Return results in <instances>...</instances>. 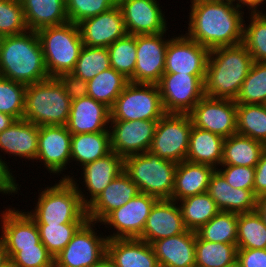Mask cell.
Here are the masks:
<instances>
[{
  "mask_svg": "<svg viewBox=\"0 0 266 267\" xmlns=\"http://www.w3.org/2000/svg\"><path fill=\"white\" fill-rule=\"evenodd\" d=\"M192 4V5H191ZM185 35L209 50L243 42L244 12L232 1H191Z\"/></svg>",
  "mask_w": 266,
  "mask_h": 267,
  "instance_id": "1",
  "label": "cell"
},
{
  "mask_svg": "<svg viewBox=\"0 0 266 267\" xmlns=\"http://www.w3.org/2000/svg\"><path fill=\"white\" fill-rule=\"evenodd\" d=\"M90 267H113V265H112L110 259L107 256H105L97 264H94Z\"/></svg>",
  "mask_w": 266,
  "mask_h": 267,
  "instance_id": "58",
  "label": "cell"
},
{
  "mask_svg": "<svg viewBox=\"0 0 266 267\" xmlns=\"http://www.w3.org/2000/svg\"><path fill=\"white\" fill-rule=\"evenodd\" d=\"M196 231L187 230L176 236L151 243L159 267H193L195 265Z\"/></svg>",
  "mask_w": 266,
  "mask_h": 267,
  "instance_id": "25",
  "label": "cell"
},
{
  "mask_svg": "<svg viewBox=\"0 0 266 267\" xmlns=\"http://www.w3.org/2000/svg\"><path fill=\"white\" fill-rule=\"evenodd\" d=\"M84 223L36 224L42 244L55 258Z\"/></svg>",
  "mask_w": 266,
  "mask_h": 267,
  "instance_id": "44",
  "label": "cell"
},
{
  "mask_svg": "<svg viewBox=\"0 0 266 267\" xmlns=\"http://www.w3.org/2000/svg\"><path fill=\"white\" fill-rule=\"evenodd\" d=\"M84 46L107 48L127 32L121 9H112L87 18L78 24Z\"/></svg>",
  "mask_w": 266,
  "mask_h": 267,
  "instance_id": "21",
  "label": "cell"
},
{
  "mask_svg": "<svg viewBox=\"0 0 266 267\" xmlns=\"http://www.w3.org/2000/svg\"><path fill=\"white\" fill-rule=\"evenodd\" d=\"M215 168L188 161L178 163L171 200L179 201L192 195L206 193Z\"/></svg>",
  "mask_w": 266,
  "mask_h": 267,
  "instance_id": "29",
  "label": "cell"
},
{
  "mask_svg": "<svg viewBox=\"0 0 266 267\" xmlns=\"http://www.w3.org/2000/svg\"><path fill=\"white\" fill-rule=\"evenodd\" d=\"M65 89L71 101L88 96V83L76 75L63 73L56 77Z\"/></svg>",
  "mask_w": 266,
  "mask_h": 267,
  "instance_id": "50",
  "label": "cell"
},
{
  "mask_svg": "<svg viewBox=\"0 0 266 267\" xmlns=\"http://www.w3.org/2000/svg\"><path fill=\"white\" fill-rule=\"evenodd\" d=\"M110 67V57L107 48L83 46L71 73L88 82L98 73Z\"/></svg>",
  "mask_w": 266,
  "mask_h": 267,
  "instance_id": "43",
  "label": "cell"
},
{
  "mask_svg": "<svg viewBox=\"0 0 266 267\" xmlns=\"http://www.w3.org/2000/svg\"><path fill=\"white\" fill-rule=\"evenodd\" d=\"M207 193L220 211L237 214L256 211L258 197L254 190L232 188L217 170L211 176Z\"/></svg>",
  "mask_w": 266,
  "mask_h": 267,
  "instance_id": "28",
  "label": "cell"
},
{
  "mask_svg": "<svg viewBox=\"0 0 266 267\" xmlns=\"http://www.w3.org/2000/svg\"><path fill=\"white\" fill-rule=\"evenodd\" d=\"M11 260L18 267H54V257L42 242L35 247L20 248Z\"/></svg>",
  "mask_w": 266,
  "mask_h": 267,
  "instance_id": "48",
  "label": "cell"
},
{
  "mask_svg": "<svg viewBox=\"0 0 266 267\" xmlns=\"http://www.w3.org/2000/svg\"><path fill=\"white\" fill-rule=\"evenodd\" d=\"M96 224L87 220L78 229L66 247L55 256L54 267H90L106 256L107 235H98Z\"/></svg>",
  "mask_w": 266,
  "mask_h": 267,
  "instance_id": "10",
  "label": "cell"
},
{
  "mask_svg": "<svg viewBox=\"0 0 266 267\" xmlns=\"http://www.w3.org/2000/svg\"><path fill=\"white\" fill-rule=\"evenodd\" d=\"M254 193L257 197L266 194V147L255 167Z\"/></svg>",
  "mask_w": 266,
  "mask_h": 267,
  "instance_id": "53",
  "label": "cell"
},
{
  "mask_svg": "<svg viewBox=\"0 0 266 267\" xmlns=\"http://www.w3.org/2000/svg\"><path fill=\"white\" fill-rule=\"evenodd\" d=\"M235 244L210 242L196 234L195 265L201 267H232L237 264Z\"/></svg>",
  "mask_w": 266,
  "mask_h": 267,
  "instance_id": "35",
  "label": "cell"
},
{
  "mask_svg": "<svg viewBox=\"0 0 266 267\" xmlns=\"http://www.w3.org/2000/svg\"><path fill=\"white\" fill-rule=\"evenodd\" d=\"M139 193L137 185L123 171L87 206L88 220L100 223Z\"/></svg>",
  "mask_w": 266,
  "mask_h": 267,
  "instance_id": "24",
  "label": "cell"
},
{
  "mask_svg": "<svg viewBox=\"0 0 266 267\" xmlns=\"http://www.w3.org/2000/svg\"><path fill=\"white\" fill-rule=\"evenodd\" d=\"M20 0H0V38L28 31Z\"/></svg>",
  "mask_w": 266,
  "mask_h": 267,
  "instance_id": "46",
  "label": "cell"
},
{
  "mask_svg": "<svg viewBox=\"0 0 266 267\" xmlns=\"http://www.w3.org/2000/svg\"><path fill=\"white\" fill-rule=\"evenodd\" d=\"M178 202L159 199L151 209L142 235L138 238L149 244L186 232Z\"/></svg>",
  "mask_w": 266,
  "mask_h": 267,
  "instance_id": "22",
  "label": "cell"
},
{
  "mask_svg": "<svg viewBox=\"0 0 266 267\" xmlns=\"http://www.w3.org/2000/svg\"><path fill=\"white\" fill-rule=\"evenodd\" d=\"M191 1H222V0H191Z\"/></svg>",
  "mask_w": 266,
  "mask_h": 267,
  "instance_id": "60",
  "label": "cell"
},
{
  "mask_svg": "<svg viewBox=\"0 0 266 267\" xmlns=\"http://www.w3.org/2000/svg\"><path fill=\"white\" fill-rule=\"evenodd\" d=\"M192 126L188 114L166 113L157 122L149 151L175 163L186 161Z\"/></svg>",
  "mask_w": 266,
  "mask_h": 267,
  "instance_id": "9",
  "label": "cell"
},
{
  "mask_svg": "<svg viewBox=\"0 0 266 267\" xmlns=\"http://www.w3.org/2000/svg\"><path fill=\"white\" fill-rule=\"evenodd\" d=\"M244 20L243 44L255 62H266V11L249 13Z\"/></svg>",
  "mask_w": 266,
  "mask_h": 267,
  "instance_id": "40",
  "label": "cell"
},
{
  "mask_svg": "<svg viewBox=\"0 0 266 267\" xmlns=\"http://www.w3.org/2000/svg\"><path fill=\"white\" fill-rule=\"evenodd\" d=\"M224 140L218 134L192 126L186 161L217 169L223 158Z\"/></svg>",
  "mask_w": 266,
  "mask_h": 267,
  "instance_id": "30",
  "label": "cell"
},
{
  "mask_svg": "<svg viewBox=\"0 0 266 267\" xmlns=\"http://www.w3.org/2000/svg\"><path fill=\"white\" fill-rule=\"evenodd\" d=\"M256 211L259 213L266 225V194L258 197Z\"/></svg>",
  "mask_w": 266,
  "mask_h": 267,
  "instance_id": "55",
  "label": "cell"
},
{
  "mask_svg": "<svg viewBox=\"0 0 266 267\" xmlns=\"http://www.w3.org/2000/svg\"><path fill=\"white\" fill-rule=\"evenodd\" d=\"M71 136L64 125L39 126L36 161H41L50 175L60 176L71 163Z\"/></svg>",
  "mask_w": 266,
  "mask_h": 267,
  "instance_id": "19",
  "label": "cell"
},
{
  "mask_svg": "<svg viewBox=\"0 0 266 267\" xmlns=\"http://www.w3.org/2000/svg\"><path fill=\"white\" fill-rule=\"evenodd\" d=\"M29 30L38 31L68 22L65 0H20Z\"/></svg>",
  "mask_w": 266,
  "mask_h": 267,
  "instance_id": "31",
  "label": "cell"
},
{
  "mask_svg": "<svg viewBox=\"0 0 266 267\" xmlns=\"http://www.w3.org/2000/svg\"><path fill=\"white\" fill-rule=\"evenodd\" d=\"M111 152L110 132L80 133L71 136V162L81 167Z\"/></svg>",
  "mask_w": 266,
  "mask_h": 267,
  "instance_id": "33",
  "label": "cell"
},
{
  "mask_svg": "<svg viewBox=\"0 0 266 267\" xmlns=\"http://www.w3.org/2000/svg\"><path fill=\"white\" fill-rule=\"evenodd\" d=\"M107 49L111 67L130 80L136 66V35L126 34Z\"/></svg>",
  "mask_w": 266,
  "mask_h": 267,
  "instance_id": "41",
  "label": "cell"
},
{
  "mask_svg": "<svg viewBox=\"0 0 266 267\" xmlns=\"http://www.w3.org/2000/svg\"><path fill=\"white\" fill-rule=\"evenodd\" d=\"M16 119L8 114L0 113V133L11 126Z\"/></svg>",
  "mask_w": 266,
  "mask_h": 267,
  "instance_id": "56",
  "label": "cell"
},
{
  "mask_svg": "<svg viewBox=\"0 0 266 267\" xmlns=\"http://www.w3.org/2000/svg\"><path fill=\"white\" fill-rule=\"evenodd\" d=\"M205 75L163 73L158 88L166 113L188 114L205 96Z\"/></svg>",
  "mask_w": 266,
  "mask_h": 267,
  "instance_id": "11",
  "label": "cell"
},
{
  "mask_svg": "<svg viewBox=\"0 0 266 267\" xmlns=\"http://www.w3.org/2000/svg\"><path fill=\"white\" fill-rule=\"evenodd\" d=\"M88 96L111 108L129 80L112 67L98 73L88 82Z\"/></svg>",
  "mask_w": 266,
  "mask_h": 267,
  "instance_id": "36",
  "label": "cell"
},
{
  "mask_svg": "<svg viewBox=\"0 0 266 267\" xmlns=\"http://www.w3.org/2000/svg\"><path fill=\"white\" fill-rule=\"evenodd\" d=\"M238 249H266V225L257 211L238 214Z\"/></svg>",
  "mask_w": 266,
  "mask_h": 267,
  "instance_id": "38",
  "label": "cell"
},
{
  "mask_svg": "<svg viewBox=\"0 0 266 267\" xmlns=\"http://www.w3.org/2000/svg\"><path fill=\"white\" fill-rule=\"evenodd\" d=\"M2 155L0 154V193L3 195L10 196L12 193L18 194V190H20L21 185L19 186V183H16V177H13L14 174L12 173L9 166L7 165L8 163L4 159H2ZM11 171V172H10ZM10 194V195H9Z\"/></svg>",
  "mask_w": 266,
  "mask_h": 267,
  "instance_id": "52",
  "label": "cell"
},
{
  "mask_svg": "<svg viewBox=\"0 0 266 267\" xmlns=\"http://www.w3.org/2000/svg\"><path fill=\"white\" fill-rule=\"evenodd\" d=\"M81 169H83L81 176L83 178L82 183H84L82 186H85L88 192L81 187L79 188L80 185L77 183L74 175L63 174L61 179H70L73 182L81 197L82 203L87 207L112 180L124 171V158L111 151L106 156L84 165Z\"/></svg>",
  "mask_w": 266,
  "mask_h": 267,
  "instance_id": "16",
  "label": "cell"
},
{
  "mask_svg": "<svg viewBox=\"0 0 266 267\" xmlns=\"http://www.w3.org/2000/svg\"><path fill=\"white\" fill-rule=\"evenodd\" d=\"M239 267H266V249H238Z\"/></svg>",
  "mask_w": 266,
  "mask_h": 267,
  "instance_id": "51",
  "label": "cell"
},
{
  "mask_svg": "<svg viewBox=\"0 0 266 267\" xmlns=\"http://www.w3.org/2000/svg\"><path fill=\"white\" fill-rule=\"evenodd\" d=\"M26 85L0 76V113L24 118Z\"/></svg>",
  "mask_w": 266,
  "mask_h": 267,
  "instance_id": "45",
  "label": "cell"
},
{
  "mask_svg": "<svg viewBox=\"0 0 266 267\" xmlns=\"http://www.w3.org/2000/svg\"><path fill=\"white\" fill-rule=\"evenodd\" d=\"M177 165L150 151L124 158V171L139 192L158 199H171Z\"/></svg>",
  "mask_w": 266,
  "mask_h": 267,
  "instance_id": "7",
  "label": "cell"
},
{
  "mask_svg": "<svg viewBox=\"0 0 266 267\" xmlns=\"http://www.w3.org/2000/svg\"><path fill=\"white\" fill-rule=\"evenodd\" d=\"M70 107L71 99L56 77L26 86L24 119L37 126H66Z\"/></svg>",
  "mask_w": 266,
  "mask_h": 267,
  "instance_id": "5",
  "label": "cell"
},
{
  "mask_svg": "<svg viewBox=\"0 0 266 267\" xmlns=\"http://www.w3.org/2000/svg\"><path fill=\"white\" fill-rule=\"evenodd\" d=\"M165 114L158 85L129 82L110 108V121H158Z\"/></svg>",
  "mask_w": 266,
  "mask_h": 267,
  "instance_id": "8",
  "label": "cell"
},
{
  "mask_svg": "<svg viewBox=\"0 0 266 267\" xmlns=\"http://www.w3.org/2000/svg\"><path fill=\"white\" fill-rule=\"evenodd\" d=\"M158 200L152 195L139 192L126 204L110 212L100 222L101 225H105L104 227L115 229L113 234L107 236V239L139 238L147 217Z\"/></svg>",
  "mask_w": 266,
  "mask_h": 267,
  "instance_id": "13",
  "label": "cell"
},
{
  "mask_svg": "<svg viewBox=\"0 0 266 267\" xmlns=\"http://www.w3.org/2000/svg\"><path fill=\"white\" fill-rule=\"evenodd\" d=\"M38 202L27 213L36 224L85 223L87 207L70 179H60L38 192Z\"/></svg>",
  "mask_w": 266,
  "mask_h": 267,
  "instance_id": "4",
  "label": "cell"
},
{
  "mask_svg": "<svg viewBox=\"0 0 266 267\" xmlns=\"http://www.w3.org/2000/svg\"><path fill=\"white\" fill-rule=\"evenodd\" d=\"M238 214L220 211L207 224L202 225L196 234L205 241L237 244Z\"/></svg>",
  "mask_w": 266,
  "mask_h": 267,
  "instance_id": "39",
  "label": "cell"
},
{
  "mask_svg": "<svg viewBox=\"0 0 266 267\" xmlns=\"http://www.w3.org/2000/svg\"><path fill=\"white\" fill-rule=\"evenodd\" d=\"M117 5L121 9L127 34L167 32L165 12L157 0H117Z\"/></svg>",
  "mask_w": 266,
  "mask_h": 267,
  "instance_id": "18",
  "label": "cell"
},
{
  "mask_svg": "<svg viewBox=\"0 0 266 267\" xmlns=\"http://www.w3.org/2000/svg\"><path fill=\"white\" fill-rule=\"evenodd\" d=\"M265 147L248 136L233 134L224 140L221 165L256 167Z\"/></svg>",
  "mask_w": 266,
  "mask_h": 267,
  "instance_id": "32",
  "label": "cell"
},
{
  "mask_svg": "<svg viewBox=\"0 0 266 267\" xmlns=\"http://www.w3.org/2000/svg\"><path fill=\"white\" fill-rule=\"evenodd\" d=\"M39 126L27 120L18 119L0 133V150L3 154L36 160L38 153Z\"/></svg>",
  "mask_w": 266,
  "mask_h": 267,
  "instance_id": "27",
  "label": "cell"
},
{
  "mask_svg": "<svg viewBox=\"0 0 266 267\" xmlns=\"http://www.w3.org/2000/svg\"><path fill=\"white\" fill-rule=\"evenodd\" d=\"M237 133L266 146L265 104H237Z\"/></svg>",
  "mask_w": 266,
  "mask_h": 267,
  "instance_id": "37",
  "label": "cell"
},
{
  "mask_svg": "<svg viewBox=\"0 0 266 267\" xmlns=\"http://www.w3.org/2000/svg\"><path fill=\"white\" fill-rule=\"evenodd\" d=\"M182 218L188 230L197 231L220 212L216 202L206 192L179 201Z\"/></svg>",
  "mask_w": 266,
  "mask_h": 267,
  "instance_id": "34",
  "label": "cell"
},
{
  "mask_svg": "<svg viewBox=\"0 0 266 267\" xmlns=\"http://www.w3.org/2000/svg\"><path fill=\"white\" fill-rule=\"evenodd\" d=\"M68 21L79 24L83 20L106 12L117 5V0H65Z\"/></svg>",
  "mask_w": 266,
  "mask_h": 267,
  "instance_id": "47",
  "label": "cell"
},
{
  "mask_svg": "<svg viewBox=\"0 0 266 267\" xmlns=\"http://www.w3.org/2000/svg\"><path fill=\"white\" fill-rule=\"evenodd\" d=\"M9 260L8 253L4 242L0 239V267H2Z\"/></svg>",
  "mask_w": 266,
  "mask_h": 267,
  "instance_id": "57",
  "label": "cell"
},
{
  "mask_svg": "<svg viewBox=\"0 0 266 267\" xmlns=\"http://www.w3.org/2000/svg\"><path fill=\"white\" fill-rule=\"evenodd\" d=\"M158 121H110L111 151L126 158L149 151Z\"/></svg>",
  "mask_w": 266,
  "mask_h": 267,
  "instance_id": "15",
  "label": "cell"
},
{
  "mask_svg": "<svg viewBox=\"0 0 266 267\" xmlns=\"http://www.w3.org/2000/svg\"><path fill=\"white\" fill-rule=\"evenodd\" d=\"M0 76L26 86L50 78L37 31L0 38Z\"/></svg>",
  "mask_w": 266,
  "mask_h": 267,
  "instance_id": "2",
  "label": "cell"
},
{
  "mask_svg": "<svg viewBox=\"0 0 266 267\" xmlns=\"http://www.w3.org/2000/svg\"><path fill=\"white\" fill-rule=\"evenodd\" d=\"M210 50L182 34L169 41L164 73L206 75Z\"/></svg>",
  "mask_w": 266,
  "mask_h": 267,
  "instance_id": "17",
  "label": "cell"
},
{
  "mask_svg": "<svg viewBox=\"0 0 266 267\" xmlns=\"http://www.w3.org/2000/svg\"><path fill=\"white\" fill-rule=\"evenodd\" d=\"M234 3H236V5L240 8L243 9L245 6L247 7V9H249V13H259L262 12L264 10L262 6V4H266V0H232ZM243 7V8H242ZM262 7V9L260 8ZM260 9V10H259Z\"/></svg>",
  "mask_w": 266,
  "mask_h": 267,
  "instance_id": "54",
  "label": "cell"
},
{
  "mask_svg": "<svg viewBox=\"0 0 266 267\" xmlns=\"http://www.w3.org/2000/svg\"><path fill=\"white\" fill-rule=\"evenodd\" d=\"M164 34L136 35V66L130 83H159L164 73L166 49L172 39H166Z\"/></svg>",
  "mask_w": 266,
  "mask_h": 267,
  "instance_id": "14",
  "label": "cell"
},
{
  "mask_svg": "<svg viewBox=\"0 0 266 267\" xmlns=\"http://www.w3.org/2000/svg\"><path fill=\"white\" fill-rule=\"evenodd\" d=\"M192 125L224 138L237 133V104L233 99L204 96L188 113Z\"/></svg>",
  "mask_w": 266,
  "mask_h": 267,
  "instance_id": "12",
  "label": "cell"
},
{
  "mask_svg": "<svg viewBox=\"0 0 266 267\" xmlns=\"http://www.w3.org/2000/svg\"><path fill=\"white\" fill-rule=\"evenodd\" d=\"M49 77L71 72L84 46L79 26L67 23L37 31Z\"/></svg>",
  "mask_w": 266,
  "mask_h": 267,
  "instance_id": "6",
  "label": "cell"
},
{
  "mask_svg": "<svg viewBox=\"0 0 266 267\" xmlns=\"http://www.w3.org/2000/svg\"><path fill=\"white\" fill-rule=\"evenodd\" d=\"M2 267H18L11 259H9Z\"/></svg>",
  "mask_w": 266,
  "mask_h": 267,
  "instance_id": "59",
  "label": "cell"
},
{
  "mask_svg": "<svg viewBox=\"0 0 266 267\" xmlns=\"http://www.w3.org/2000/svg\"><path fill=\"white\" fill-rule=\"evenodd\" d=\"M110 108L86 96L71 101L69 119L66 124L73 134L110 132Z\"/></svg>",
  "mask_w": 266,
  "mask_h": 267,
  "instance_id": "23",
  "label": "cell"
},
{
  "mask_svg": "<svg viewBox=\"0 0 266 267\" xmlns=\"http://www.w3.org/2000/svg\"><path fill=\"white\" fill-rule=\"evenodd\" d=\"M235 101L236 104L266 103V62L254 61Z\"/></svg>",
  "mask_w": 266,
  "mask_h": 267,
  "instance_id": "42",
  "label": "cell"
},
{
  "mask_svg": "<svg viewBox=\"0 0 266 267\" xmlns=\"http://www.w3.org/2000/svg\"><path fill=\"white\" fill-rule=\"evenodd\" d=\"M10 207L0 213V239L4 242L9 259L20 251V248L35 247L41 242L34 219L27 212Z\"/></svg>",
  "mask_w": 266,
  "mask_h": 267,
  "instance_id": "20",
  "label": "cell"
},
{
  "mask_svg": "<svg viewBox=\"0 0 266 267\" xmlns=\"http://www.w3.org/2000/svg\"><path fill=\"white\" fill-rule=\"evenodd\" d=\"M253 63L243 43L211 49L204 80L205 95L235 100Z\"/></svg>",
  "mask_w": 266,
  "mask_h": 267,
  "instance_id": "3",
  "label": "cell"
},
{
  "mask_svg": "<svg viewBox=\"0 0 266 267\" xmlns=\"http://www.w3.org/2000/svg\"><path fill=\"white\" fill-rule=\"evenodd\" d=\"M221 166V167H220ZM216 170L232 188L254 190L255 167L220 165ZM223 167V168H222Z\"/></svg>",
  "mask_w": 266,
  "mask_h": 267,
  "instance_id": "49",
  "label": "cell"
},
{
  "mask_svg": "<svg viewBox=\"0 0 266 267\" xmlns=\"http://www.w3.org/2000/svg\"><path fill=\"white\" fill-rule=\"evenodd\" d=\"M106 256L113 267H159L151 244L138 238L108 239Z\"/></svg>",
  "mask_w": 266,
  "mask_h": 267,
  "instance_id": "26",
  "label": "cell"
}]
</instances>
